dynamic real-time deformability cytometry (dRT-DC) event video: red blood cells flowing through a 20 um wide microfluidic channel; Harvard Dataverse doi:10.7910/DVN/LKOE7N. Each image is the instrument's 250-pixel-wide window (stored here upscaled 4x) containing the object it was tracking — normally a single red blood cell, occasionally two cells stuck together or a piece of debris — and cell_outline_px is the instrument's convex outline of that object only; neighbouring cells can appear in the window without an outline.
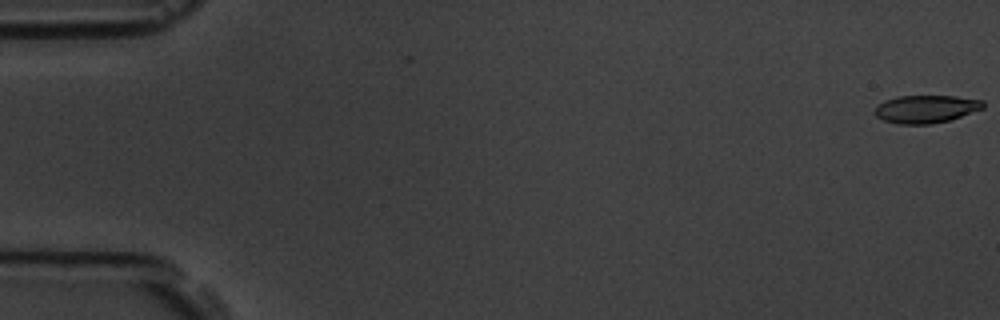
{"species": "common noctule bat (a hibernating species)", "species_latin": "Nyctalus noctula", "temperature_condition": "room temperature", "stored_images_in_passage": 6, "camera_frame_rate_fps": 3000, "um_per_image_px": 0.085, "animal": {"sex": "male", "body_mass_g": 19.5, "forearm_length_mm": 54.6}, "frame": {"image": 1, "passage_image": 1, "time_ms": 0.0, "image_size_px": [1000, 320], "cell_outline_px": [[984, 108], [948, 120], [932, 124], [900, 124], [884, 120], [876, 116], [872, 112], [884, 100], [896, 96], [956, 96], [984, 100]], "centroid_in_image_um": [78.7, 9.26], "position_along_channel_um": 6.3, "area_um2": 17.51}}
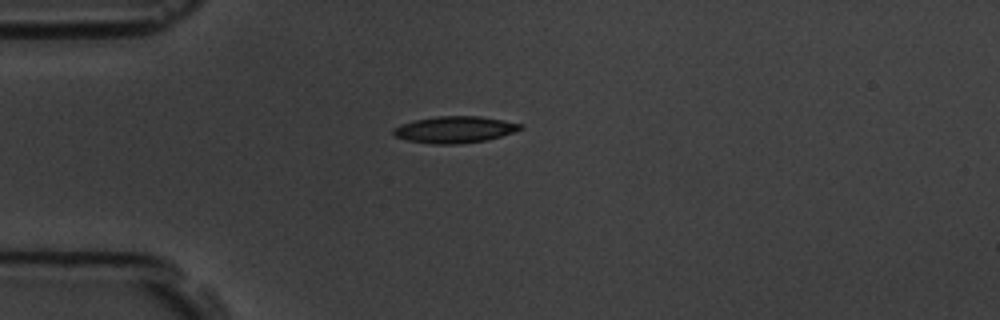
{"frame": {"image": 2, "passage_image": 5, "time_ms": 4.667, "image_size_px": [1000, 320], "cell_outline_px": [[524, 128], [500, 136], [484, 140], [460, 144], [432, 144], [408, 140], [396, 136], [392, 132], [392, 128], [400, 124], [416, 120], [436, 116], [480, 116], [504, 120], [524, 124]], "centroid_in_image_um": [38.65, 11.0], "position_along_channel_um": 46.3, "area_um2": 19.65}}